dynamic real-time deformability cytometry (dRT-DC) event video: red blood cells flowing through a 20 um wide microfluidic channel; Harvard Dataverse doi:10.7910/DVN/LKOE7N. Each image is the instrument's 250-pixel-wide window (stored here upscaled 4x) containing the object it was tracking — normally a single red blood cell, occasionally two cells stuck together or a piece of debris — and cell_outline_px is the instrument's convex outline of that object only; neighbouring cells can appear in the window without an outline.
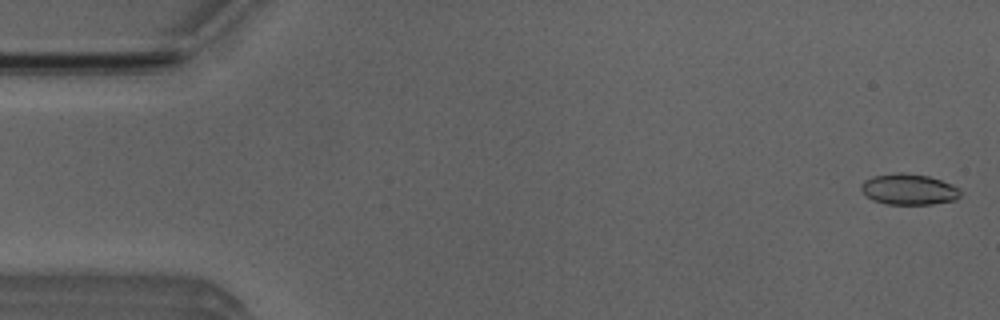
{"species": "Egyptian fruit bat (a non-hibernating species)", "species_latin": "Rousettus aegyptiacus", "temperature_condition": "room temperature", "stored_images_in_passage": 52, "camera_frame_rate_fps": 3000, "um_per_image_px": 0.085, "animal": {"sex": "male"}, "frame": {"image": 1, "passage_image": 1, "time_ms": 0.0, "image_size_px": [1000, 320], "cell_outline_px": [[960, 196], [956, 200], [932, 204], [888, 204], [872, 200], [864, 196], [860, 188], [860, 184], [864, 180], [872, 176], [900, 172], [928, 176], [952, 184], [960, 188]], "centroid_in_image_um": [77.22, 16.09], "position_along_channel_um": 7.8, "area_um2": 18.03}}
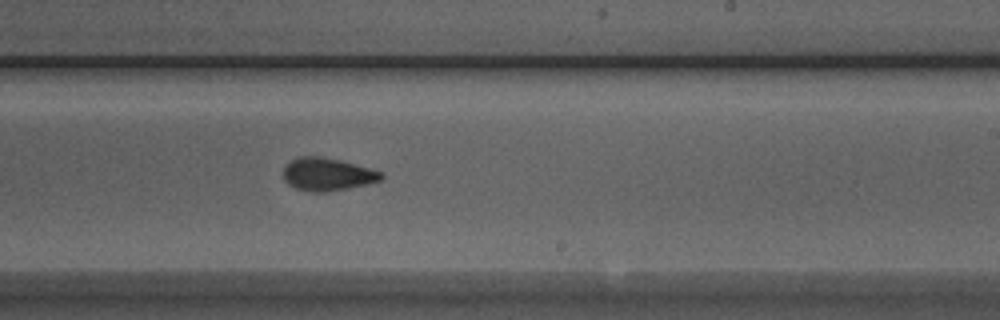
{"frame": {"image": 2, "passage_image": 31, "time_ms": 10.0, "image_size_px": [1000, 320], "cell_outline_px": [[384, 176], [380, 180], [368, 184], [348, 188], [320, 192], [312, 192], [296, 188], [288, 184], [284, 180], [284, 168], [292, 160], [300, 156], [316, 156], [340, 160], [372, 168], [380, 172]], "centroid_in_image_um": [27.84, 14.81], "position_along_channel_um": 261.2, "area_um2": 18.5}}
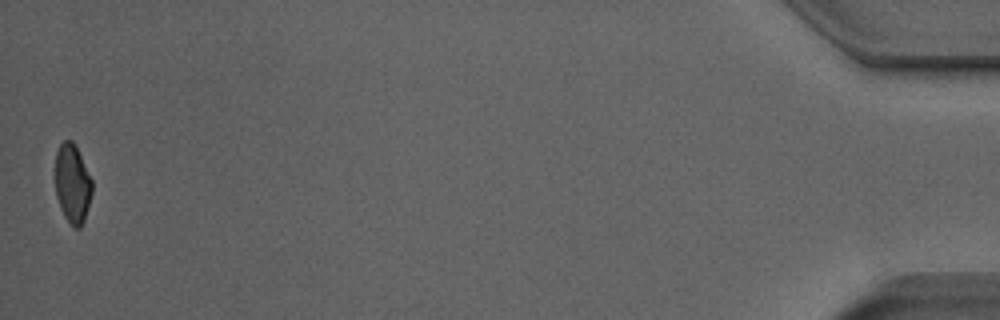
{"frame": {"image": 3, "passage_image": 52, "time_ms": 17.0, "image_size_px": [1000, 320], "cell_outline_px": [[92, 192], [84, 220], [80, 228], [72, 228], [64, 216], [60, 208], [56, 196], [56, 152], [60, 144], [64, 140], [72, 140], [92, 180]], "centroid_in_image_um": [6.15, 15.65], "position_along_channel_um": 429.1, "area_um2": 16.76}, "authors_computed_cell_mechanics": {"area_um2": 18.3804, "velocity_mm_per_s": 3.8647, "shape_relaxation_time_tau1_ms": 5.1633, "shape_relaxation_time_tau2_ms": 1.7145, "deformation_change_tau1": 0.1419, "deformation_change_tau2": 0.0595}}